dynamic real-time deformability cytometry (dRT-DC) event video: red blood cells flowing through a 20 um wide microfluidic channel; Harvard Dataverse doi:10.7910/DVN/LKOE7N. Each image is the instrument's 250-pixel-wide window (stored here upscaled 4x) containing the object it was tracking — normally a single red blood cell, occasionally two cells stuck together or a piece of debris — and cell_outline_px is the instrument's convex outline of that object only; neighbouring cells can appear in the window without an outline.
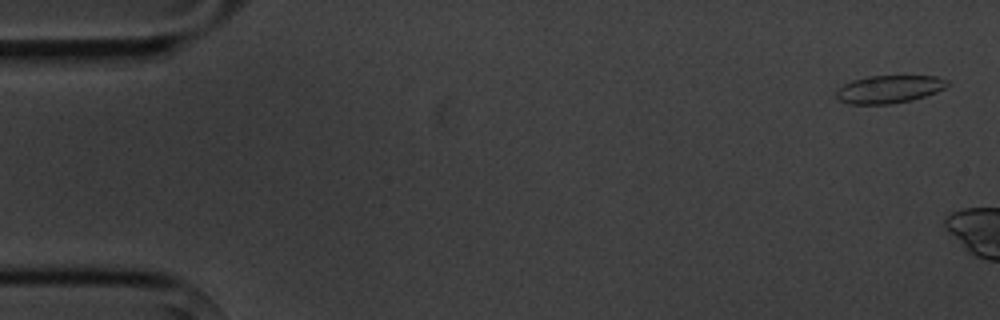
{"species": "common noctule bat (a hibernating species)", "species_latin": "Nyctalus noctula", "temperature_condition": "cold", "stored_images_in_passage": 3, "camera_frame_rate_fps": 3000, "um_per_image_px": 0.085, "animal": {"sex": "male", "body_mass_g": 20.1, "forearm_length_mm": 53.5}, "frame": {"image": 1, "passage_image": 1, "time_ms": 0.0, "image_size_px": [1000, 320], "cell_outline_px": [[948, 84], [944, 88], [936, 92], [912, 100], [888, 104], [848, 104], [840, 100], [836, 96], [836, 92], [844, 84], [852, 80], [868, 76], [936, 76], [948, 80]], "centroid_in_image_um": [75.57, 7.58], "position_along_channel_um": 9.4, "area_um2": 17.86}}